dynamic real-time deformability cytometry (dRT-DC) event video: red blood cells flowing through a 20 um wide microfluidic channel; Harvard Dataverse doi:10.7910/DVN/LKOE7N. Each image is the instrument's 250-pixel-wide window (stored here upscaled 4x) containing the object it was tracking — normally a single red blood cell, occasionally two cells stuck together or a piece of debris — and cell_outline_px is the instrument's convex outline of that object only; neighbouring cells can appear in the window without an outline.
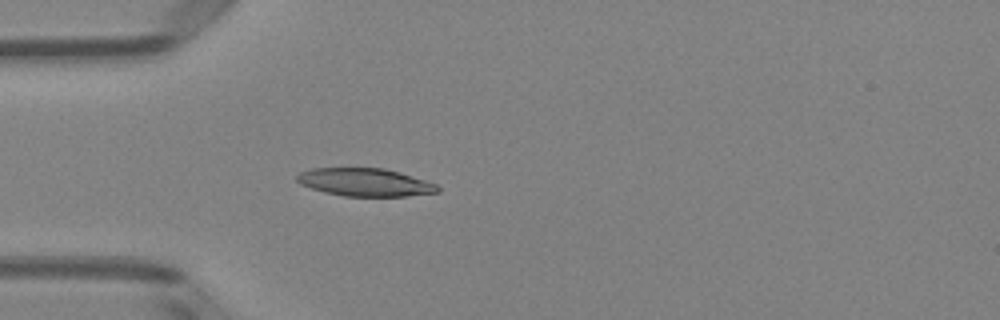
{"species": "Egyptian fruit bat (a non-hibernating species)", "species_latin": "Rousettus aegyptiacus", "temperature_condition": "room temperature", "stored_images_in_passage": 37, "camera_frame_rate_fps": 3000, "um_per_image_px": 0.085, "animal": {"sex": "female"}, "frame": {"image": 1, "passage_image": 1, "time_ms": 0.0, "image_size_px": [1000, 320], "cell_outline_px": [[440, 192], [408, 196], [344, 196], [324, 192], [300, 184], [296, 180], [296, 176], [300, 172], [312, 168], [384, 168], [400, 172], [436, 184], [440, 188]], "centroid_in_image_um": [31.03, 15.49], "position_along_channel_um": 54.0, "area_um2": 22.89}}
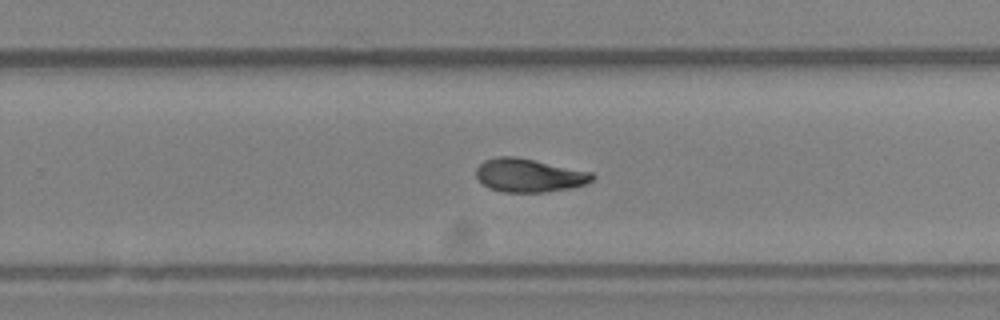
{"frame": {"image": 2, "passage_image": 19, "time_ms": 6.0, "image_size_px": [1000, 320], "cell_outline_px": [[596, 176], [592, 180], [584, 184], [568, 188], [544, 192], [504, 192], [488, 188], [476, 176], [476, 168], [484, 160], [496, 156], [516, 156], [592, 172]], "centroid_in_image_um": [44.95, 14.89], "position_along_channel_um": 284.9, "area_um2": 22.54}}
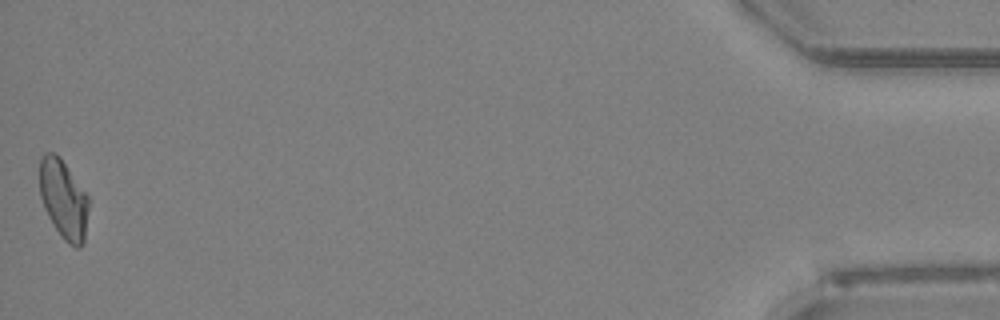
{"frame": {"image": 3, "passage_image": 37, "time_ms": 12.0, "image_size_px": [1000, 320], "cell_outline_px": [[88, 208], [84, 244], [80, 248], [76, 248], [68, 244], [60, 236], [48, 216], [44, 208], [40, 196], [40, 156], [44, 152], [56, 152], [60, 156], [88, 196]], "centroid_in_image_um": [5.39, 16.94], "position_along_channel_um": 429.8, "area_um2": 22.77}, "authors_computed_cell_mechanics": {"area_um2": 22.7154, "velocity_mm_per_s": 3.9827, "shape_relaxation_time_tau1_ms": 4.4127, "shape_relaxation_time_tau2_ms": 3.2233, "deformation_change_tau1": 0.1463, "deformation_change_tau2": 0.0808}}